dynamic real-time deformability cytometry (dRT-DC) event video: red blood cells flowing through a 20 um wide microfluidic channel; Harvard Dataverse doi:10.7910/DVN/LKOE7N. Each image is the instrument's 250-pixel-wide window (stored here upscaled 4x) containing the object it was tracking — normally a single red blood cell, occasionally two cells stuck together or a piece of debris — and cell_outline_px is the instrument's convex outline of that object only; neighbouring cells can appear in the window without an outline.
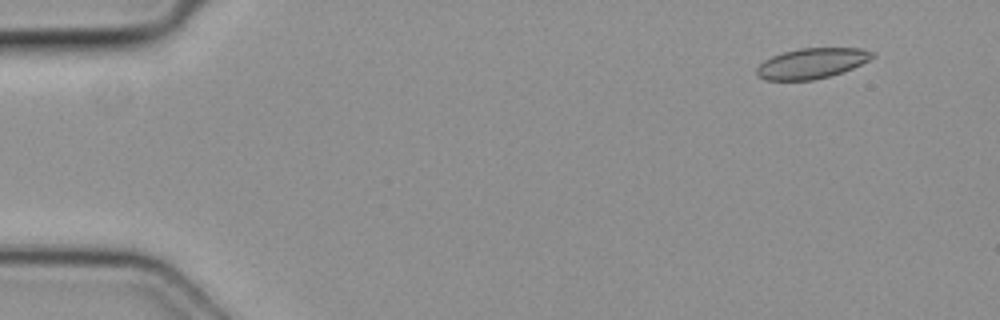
{"species": "common noctule bat (a hibernating species)", "species_latin": "Nyctalus noctula", "temperature_condition": "cold", "stored_images_in_passage": 3, "camera_frame_rate_fps": 3000, "um_per_image_px": 0.085, "animal": {"sex": "female", "body_mass_g": 19.3, "forearm_length_mm": 54.1}, "frame": {"image": 1, "passage_image": 1, "time_ms": 0.0, "image_size_px": [1000, 320], "cell_outline_px": [[876, 56], [852, 68], [828, 76], [812, 80], [764, 80], [756, 76], [756, 68], [764, 60], [772, 56], [784, 52], [800, 48], [864, 48], [876, 52]], "centroid_in_image_um": [68.99, 5.37], "position_along_channel_um": 16.0, "area_um2": 20.46}}